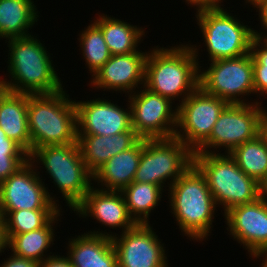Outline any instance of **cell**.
Wrapping results in <instances>:
<instances>
[{"instance_id":"cell-1","label":"cell","mask_w":267,"mask_h":267,"mask_svg":"<svg viewBox=\"0 0 267 267\" xmlns=\"http://www.w3.org/2000/svg\"><path fill=\"white\" fill-rule=\"evenodd\" d=\"M36 33L10 39L7 43V73L0 76V86L14 93L51 94L64 89L53 55ZM44 43V44H43ZM59 74V75H58ZM8 76V78H7ZM6 77V78H3Z\"/></svg>"},{"instance_id":"cell-2","label":"cell","mask_w":267,"mask_h":267,"mask_svg":"<svg viewBox=\"0 0 267 267\" xmlns=\"http://www.w3.org/2000/svg\"><path fill=\"white\" fill-rule=\"evenodd\" d=\"M167 191L168 209L179 226L180 235L200 244L208 241L219 208L205 176L192 164Z\"/></svg>"},{"instance_id":"cell-3","label":"cell","mask_w":267,"mask_h":267,"mask_svg":"<svg viewBox=\"0 0 267 267\" xmlns=\"http://www.w3.org/2000/svg\"><path fill=\"white\" fill-rule=\"evenodd\" d=\"M151 46L145 64L144 87L178 106L199 87V66L189 42ZM174 45V46H173ZM179 99V100H178Z\"/></svg>"},{"instance_id":"cell-4","label":"cell","mask_w":267,"mask_h":267,"mask_svg":"<svg viewBox=\"0 0 267 267\" xmlns=\"http://www.w3.org/2000/svg\"><path fill=\"white\" fill-rule=\"evenodd\" d=\"M227 8H229L227 10ZM200 8L195 10V21L200 30L203 45L188 42L200 67V47L206 48L208 62L229 59L250 53L254 36L252 25L229 11L230 7ZM234 15V16H233ZM242 20H240V19ZM199 44V45H197Z\"/></svg>"},{"instance_id":"cell-5","label":"cell","mask_w":267,"mask_h":267,"mask_svg":"<svg viewBox=\"0 0 267 267\" xmlns=\"http://www.w3.org/2000/svg\"><path fill=\"white\" fill-rule=\"evenodd\" d=\"M29 161L36 170H46L49 181L55 185L69 209L72 210L84 199L93 187V174L83 162L78 143L46 145L34 149ZM42 165V166H41Z\"/></svg>"},{"instance_id":"cell-6","label":"cell","mask_w":267,"mask_h":267,"mask_svg":"<svg viewBox=\"0 0 267 267\" xmlns=\"http://www.w3.org/2000/svg\"><path fill=\"white\" fill-rule=\"evenodd\" d=\"M66 89L28 95L27 118L31 152L46 145L77 143V113Z\"/></svg>"},{"instance_id":"cell-7","label":"cell","mask_w":267,"mask_h":267,"mask_svg":"<svg viewBox=\"0 0 267 267\" xmlns=\"http://www.w3.org/2000/svg\"><path fill=\"white\" fill-rule=\"evenodd\" d=\"M193 164L205 176L223 215L235 206L261 197L260 184L246 175L228 153H194Z\"/></svg>"},{"instance_id":"cell-8","label":"cell","mask_w":267,"mask_h":267,"mask_svg":"<svg viewBox=\"0 0 267 267\" xmlns=\"http://www.w3.org/2000/svg\"><path fill=\"white\" fill-rule=\"evenodd\" d=\"M208 64L206 69L203 63L199 67V87L205 93L231 104L256 103V99L252 98L256 96L251 53L236 58L210 61Z\"/></svg>"},{"instance_id":"cell-9","label":"cell","mask_w":267,"mask_h":267,"mask_svg":"<svg viewBox=\"0 0 267 267\" xmlns=\"http://www.w3.org/2000/svg\"><path fill=\"white\" fill-rule=\"evenodd\" d=\"M193 154L176 137L144 139V147L133 182L156 184L166 193L171 185L193 164Z\"/></svg>"},{"instance_id":"cell-10","label":"cell","mask_w":267,"mask_h":267,"mask_svg":"<svg viewBox=\"0 0 267 267\" xmlns=\"http://www.w3.org/2000/svg\"><path fill=\"white\" fill-rule=\"evenodd\" d=\"M262 103H229L217 119L209 138L194 153H230L260 133V123L267 112Z\"/></svg>"},{"instance_id":"cell-11","label":"cell","mask_w":267,"mask_h":267,"mask_svg":"<svg viewBox=\"0 0 267 267\" xmlns=\"http://www.w3.org/2000/svg\"><path fill=\"white\" fill-rule=\"evenodd\" d=\"M92 230V231H91ZM87 233L112 238L118 267H169L168 252L162 239L156 234L153 224L137 223L123 233L110 229H91ZM101 230V231H100ZM108 230V232H107Z\"/></svg>"},{"instance_id":"cell-12","label":"cell","mask_w":267,"mask_h":267,"mask_svg":"<svg viewBox=\"0 0 267 267\" xmlns=\"http://www.w3.org/2000/svg\"><path fill=\"white\" fill-rule=\"evenodd\" d=\"M229 103L198 87L178 105L174 137L193 153L209 138L221 112Z\"/></svg>"},{"instance_id":"cell-13","label":"cell","mask_w":267,"mask_h":267,"mask_svg":"<svg viewBox=\"0 0 267 267\" xmlns=\"http://www.w3.org/2000/svg\"><path fill=\"white\" fill-rule=\"evenodd\" d=\"M40 174L28 160L3 180L0 183V211L62 209L56 196L58 194L53 195L45 183V177L43 179Z\"/></svg>"},{"instance_id":"cell-14","label":"cell","mask_w":267,"mask_h":267,"mask_svg":"<svg viewBox=\"0 0 267 267\" xmlns=\"http://www.w3.org/2000/svg\"><path fill=\"white\" fill-rule=\"evenodd\" d=\"M131 107L132 128L141 139H164L175 135L178 106L144 86L126 96Z\"/></svg>"},{"instance_id":"cell-15","label":"cell","mask_w":267,"mask_h":267,"mask_svg":"<svg viewBox=\"0 0 267 267\" xmlns=\"http://www.w3.org/2000/svg\"><path fill=\"white\" fill-rule=\"evenodd\" d=\"M223 218L226 233L247 250L246 254L267 256V200L264 197L231 208Z\"/></svg>"},{"instance_id":"cell-16","label":"cell","mask_w":267,"mask_h":267,"mask_svg":"<svg viewBox=\"0 0 267 267\" xmlns=\"http://www.w3.org/2000/svg\"><path fill=\"white\" fill-rule=\"evenodd\" d=\"M99 96L98 98L91 97L93 99L90 100L87 98L86 101L76 100L74 97L77 113V135L113 136L134 130L128 99L125 103L127 105L122 106L118 104V101L109 100L106 96L104 98Z\"/></svg>"},{"instance_id":"cell-17","label":"cell","mask_w":267,"mask_h":267,"mask_svg":"<svg viewBox=\"0 0 267 267\" xmlns=\"http://www.w3.org/2000/svg\"><path fill=\"white\" fill-rule=\"evenodd\" d=\"M144 51L111 55L110 59L89 79L87 85L95 91L120 93V95L123 93L125 97L135 93L145 83V64L149 49Z\"/></svg>"},{"instance_id":"cell-18","label":"cell","mask_w":267,"mask_h":267,"mask_svg":"<svg viewBox=\"0 0 267 267\" xmlns=\"http://www.w3.org/2000/svg\"><path fill=\"white\" fill-rule=\"evenodd\" d=\"M79 218L89 217L99 223L101 227L119 230L123 233L137 223L129 214L121 191L103 190L93 187L86 193L84 199L72 210Z\"/></svg>"},{"instance_id":"cell-19","label":"cell","mask_w":267,"mask_h":267,"mask_svg":"<svg viewBox=\"0 0 267 267\" xmlns=\"http://www.w3.org/2000/svg\"><path fill=\"white\" fill-rule=\"evenodd\" d=\"M86 232V233H85ZM83 234L68 238L66 256L73 267H118L117 255L111 237ZM73 237V238H72Z\"/></svg>"},{"instance_id":"cell-20","label":"cell","mask_w":267,"mask_h":267,"mask_svg":"<svg viewBox=\"0 0 267 267\" xmlns=\"http://www.w3.org/2000/svg\"><path fill=\"white\" fill-rule=\"evenodd\" d=\"M140 139L134 130L113 136L77 135L83 162L92 174L111 157L130 149Z\"/></svg>"},{"instance_id":"cell-21","label":"cell","mask_w":267,"mask_h":267,"mask_svg":"<svg viewBox=\"0 0 267 267\" xmlns=\"http://www.w3.org/2000/svg\"><path fill=\"white\" fill-rule=\"evenodd\" d=\"M143 147L144 139H140L130 149L120 152L106 161L93 174L94 187L109 191L125 189L134 180Z\"/></svg>"},{"instance_id":"cell-22","label":"cell","mask_w":267,"mask_h":267,"mask_svg":"<svg viewBox=\"0 0 267 267\" xmlns=\"http://www.w3.org/2000/svg\"><path fill=\"white\" fill-rule=\"evenodd\" d=\"M28 94L14 93L0 86V127L9 139L31 153L27 118Z\"/></svg>"},{"instance_id":"cell-23","label":"cell","mask_w":267,"mask_h":267,"mask_svg":"<svg viewBox=\"0 0 267 267\" xmlns=\"http://www.w3.org/2000/svg\"><path fill=\"white\" fill-rule=\"evenodd\" d=\"M96 15L92 21L101 29L111 55L130 54L140 50L139 45L144 43L147 35L146 26L133 25L105 13L98 12Z\"/></svg>"},{"instance_id":"cell-24","label":"cell","mask_w":267,"mask_h":267,"mask_svg":"<svg viewBox=\"0 0 267 267\" xmlns=\"http://www.w3.org/2000/svg\"><path fill=\"white\" fill-rule=\"evenodd\" d=\"M61 209L44 227L29 231L27 233L15 234L7 241V254H14L18 257L32 259L38 263L54 255L50 248L55 245L57 235L55 229L64 216L65 211ZM62 213V214H61ZM59 221V222H58ZM10 249V250H9Z\"/></svg>"},{"instance_id":"cell-25","label":"cell","mask_w":267,"mask_h":267,"mask_svg":"<svg viewBox=\"0 0 267 267\" xmlns=\"http://www.w3.org/2000/svg\"><path fill=\"white\" fill-rule=\"evenodd\" d=\"M35 4L34 0H0V40L34 34L31 29L40 18Z\"/></svg>"},{"instance_id":"cell-26","label":"cell","mask_w":267,"mask_h":267,"mask_svg":"<svg viewBox=\"0 0 267 267\" xmlns=\"http://www.w3.org/2000/svg\"><path fill=\"white\" fill-rule=\"evenodd\" d=\"M164 190L146 182H132L121 191L129 214L136 223L149 224L150 216L161 205Z\"/></svg>"},{"instance_id":"cell-27","label":"cell","mask_w":267,"mask_h":267,"mask_svg":"<svg viewBox=\"0 0 267 267\" xmlns=\"http://www.w3.org/2000/svg\"><path fill=\"white\" fill-rule=\"evenodd\" d=\"M229 154L246 175L259 184L262 182L267 174V146L260 135L240 144Z\"/></svg>"},{"instance_id":"cell-28","label":"cell","mask_w":267,"mask_h":267,"mask_svg":"<svg viewBox=\"0 0 267 267\" xmlns=\"http://www.w3.org/2000/svg\"><path fill=\"white\" fill-rule=\"evenodd\" d=\"M88 26L84 27L80 33L79 38V51L82 53L83 62L87 68V73L91 78L96 72L110 59L111 53L104 39L101 29L92 21Z\"/></svg>"},{"instance_id":"cell-29","label":"cell","mask_w":267,"mask_h":267,"mask_svg":"<svg viewBox=\"0 0 267 267\" xmlns=\"http://www.w3.org/2000/svg\"><path fill=\"white\" fill-rule=\"evenodd\" d=\"M61 209L0 211L4 219L7 240L15 235L44 227Z\"/></svg>"},{"instance_id":"cell-30","label":"cell","mask_w":267,"mask_h":267,"mask_svg":"<svg viewBox=\"0 0 267 267\" xmlns=\"http://www.w3.org/2000/svg\"><path fill=\"white\" fill-rule=\"evenodd\" d=\"M29 160V154L0 127V183L8 179Z\"/></svg>"},{"instance_id":"cell-31","label":"cell","mask_w":267,"mask_h":267,"mask_svg":"<svg viewBox=\"0 0 267 267\" xmlns=\"http://www.w3.org/2000/svg\"><path fill=\"white\" fill-rule=\"evenodd\" d=\"M250 53L253 58V84L256 103H263L261 98L267 99V47L257 37H254Z\"/></svg>"},{"instance_id":"cell-32","label":"cell","mask_w":267,"mask_h":267,"mask_svg":"<svg viewBox=\"0 0 267 267\" xmlns=\"http://www.w3.org/2000/svg\"><path fill=\"white\" fill-rule=\"evenodd\" d=\"M4 261H0V267H38V262L28 258L18 257L14 254L5 255Z\"/></svg>"},{"instance_id":"cell-33","label":"cell","mask_w":267,"mask_h":267,"mask_svg":"<svg viewBox=\"0 0 267 267\" xmlns=\"http://www.w3.org/2000/svg\"><path fill=\"white\" fill-rule=\"evenodd\" d=\"M61 254V255H60ZM47 257L43 261L38 263V267H73L70 259L62 253Z\"/></svg>"},{"instance_id":"cell-34","label":"cell","mask_w":267,"mask_h":267,"mask_svg":"<svg viewBox=\"0 0 267 267\" xmlns=\"http://www.w3.org/2000/svg\"><path fill=\"white\" fill-rule=\"evenodd\" d=\"M256 15H258V21L261 25V28L253 29L254 36L258 37L264 30H267V0L261 1L256 7L253 8Z\"/></svg>"},{"instance_id":"cell-35","label":"cell","mask_w":267,"mask_h":267,"mask_svg":"<svg viewBox=\"0 0 267 267\" xmlns=\"http://www.w3.org/2000/svg\"><path fill=\"white\" fill-rule=\"evenodd\" d=\"M224 0H183L192 9L224 7ZM222 3V4H221Z\"/></svg>"},{"instance_id":"cell-36","label":"cell","mask_w":267,"mask_h":267,"mask_svg":"<svg viewBox=\"0 0 267 267\" xmlns=\"http://www.w3.org/2000/svg\"><path fill=\"white\" fill-rule=\"evenodd\" d=\"M7 241L5 222L4 219L0 216V256H2V253L7 252L8 250Z\"/></svg>"},{"instance_id":"cell-37","label":"cell","mask_w":267,"mask_h":267,"mask_svg":"<svg viewBox=\"0 0 267 267\" xmlns=\"http://www.w3.org/2000/svg\"><path fill=\"white\" fill-rule=\"evenodd\" d=\"M259 135L263 138L267 146V112L265 113V115L263 116L261 120Z\"/></svg>"},{"instance_id":"cell-38","label":"cell","mask_w":267,"mask_h":267,"mask_svg":"<svg viewBox=\"0 0 267 267\" xmlns=\"http://www.w3.org/2000/svg\"><path fill=\"white\" fill-rule=\"evenodd\" d=\"M260 195L267 200V174L260 183Z\"/></svg>"},{"instance_id":"cell-39","label":"cell","mask_w":267,"mask_h":267,"mask_svg":"<svg viewBox=\"0 0 267 267\" xmlns=\"http://www.w3.org/2000/svg\"><path fill=\"white\" fill-rule=\"evenodd\" d=\"M251 260L257 261L258 260L262 261L259 265V267H267V256H248Z\"/></svg>"},{"instance_id":"cell-40","label":"cell","mask_w":267,"mask_h":267,"mask_svg":"<svg viewBox=\"0 0 267 267\" xmlns=\"http://www.w3.org/2000/svg\"><path fill=\"white\" fill-rule=\"evenodd\" d=\"M261 1H264V0H244V6L247 5L249 8H254L256 7ZM246 3V4H245ZM252 5V6H251Z\"/></svg>"},{"instance_id":"cell-41","label":"cell","mask_w":267,"mask_h":267,"mask_svg":"<svg viewBox=\"0 0 267 267\" xmlns=\"http://www.w3.org/2000/svg\"><path fill=\"white\" fill-rule=\"evenodd\" d=\"M257 38L267 47V30L262 32Z\"/></svg>"}]
</instances>
